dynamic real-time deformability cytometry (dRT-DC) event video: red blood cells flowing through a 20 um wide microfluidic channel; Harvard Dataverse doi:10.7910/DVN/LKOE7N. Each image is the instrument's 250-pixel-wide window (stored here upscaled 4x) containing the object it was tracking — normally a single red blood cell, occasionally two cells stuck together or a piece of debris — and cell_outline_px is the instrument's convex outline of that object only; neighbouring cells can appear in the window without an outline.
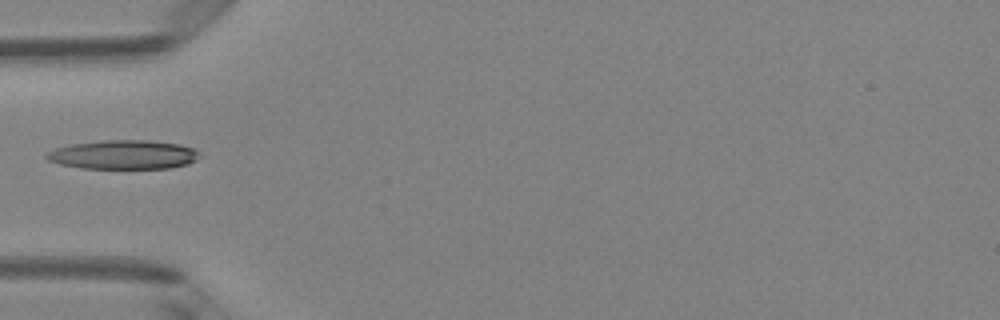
{"species": "Egyptian fruit bat (a non-hibernating species)", "species_latin": "Rousettus aegyptiacus", "temperature_condition": "room temperature", "stored_images_in_passage": 6, "camera_frame_rate_fps": 3000, "um_per_image_px": 0.085, "animal": {"sex": "female"}, "frame": {"image": 1, "passage_image": 5, "time_ms": 1.333, "image_size_px": [1000, 320], "cell_outline_px": [[200, 156], [196, 160], [188, 164], [168, 168], [80, 168], [60, 164], [48, 160], [44, 156], [48, 152], [56, 148], [72, 144], [104, 140], [148, 140], [180, 144], [192, 148], [200, 152]], "centroid_in_image_um": [10.51, 13.14], "position_along_channel_um": 74.5, "area_um2": 25.84}}
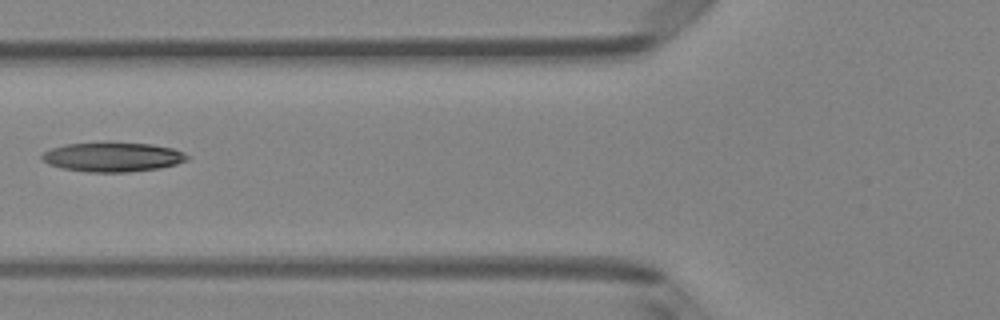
{"frame": {"image": 2, "passage_image": 6, "time_ms": 1.667, "image_size_px": [1000, 320], "cell_outline_px": [[188, 160], [176, 164], [160, 168], [128, 172], [88, 172], [60, 168], [48, 164], [40, 156], [44, 152], [52, 148], [64, 144], [104, 140], [108, 140], [152, 144], [172, 148], [184, 152], [188, 156]], "centroid_in_image_um": [9.56, 13.31], "position_along_channel_um": 116.2, "area_um2": 25.72}}